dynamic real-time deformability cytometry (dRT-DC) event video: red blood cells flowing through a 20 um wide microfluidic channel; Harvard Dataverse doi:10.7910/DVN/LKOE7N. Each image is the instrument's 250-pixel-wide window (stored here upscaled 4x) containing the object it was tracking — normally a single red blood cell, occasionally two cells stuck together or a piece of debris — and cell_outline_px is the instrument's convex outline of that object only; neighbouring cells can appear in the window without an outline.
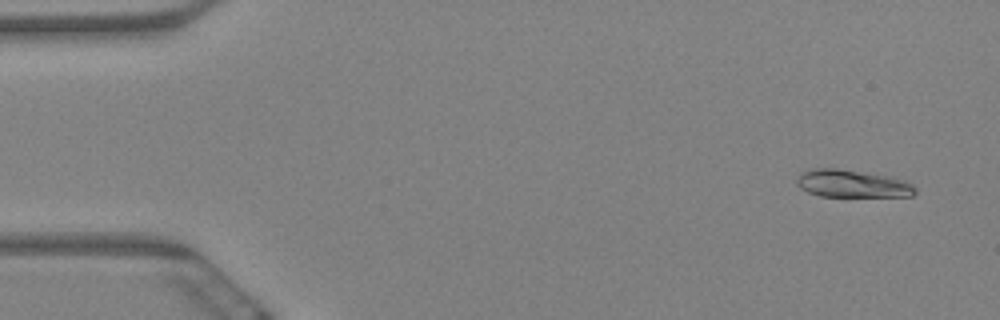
{"species": "Egyptian fruit bat (a non-hibernating species)", "species_latin": "Rousettus aegyptiacus", "temperature_condition": "warm", "stored_images_in_passage": 8, "camera_frame_rate_fps": 3000, "um_per_image_px": 0.085, "animal": {"sex": "female"}, "frame": {"image": 1, "passage_image": 1, "time_ms": 0.0, "image_size_px": [1000, 320], "cell_outline_px": [[916, 192], [912, 196], [820, 196], [808, 192], [800, 188], [796, 184], [796, 180], [804, 172], [812, 168], [836, 168], [892, 176], [904, 180], [912, 184], [916, 188]], "centroid_in_image_um": [72.46, 15.61], "position_along_channel_um": 12.5, "area_um2": 19.02}}
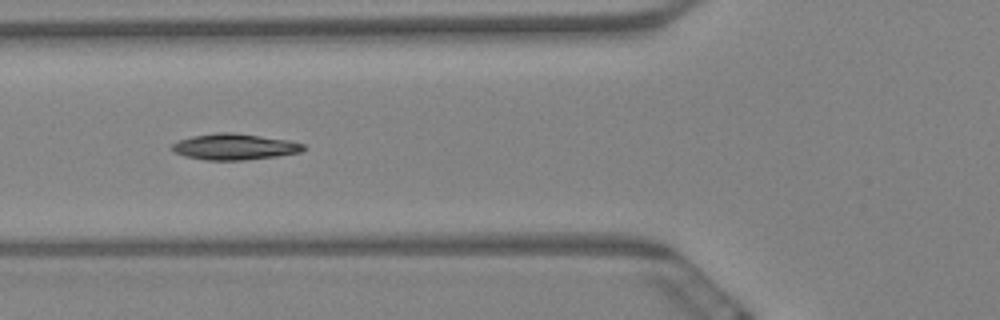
{"frame": {"image": 2, "passage_image": 6, "time_ms": 1.667, "image_size_px": [1000, 320], "cell_outline_px": [[308, 148], [300, 152], [276, 156], [244, 160], [204, 160], [184, 156], [176, 152], [172, 148], [172, 144], [176, 140], [192, 136], [220, 132], [232, 132], [288, 140], [304, 144]], "centroid_in_image_um": [19.93, 12.47], "position_along_channel_um": 105.9, "area_um2": 19.94}}
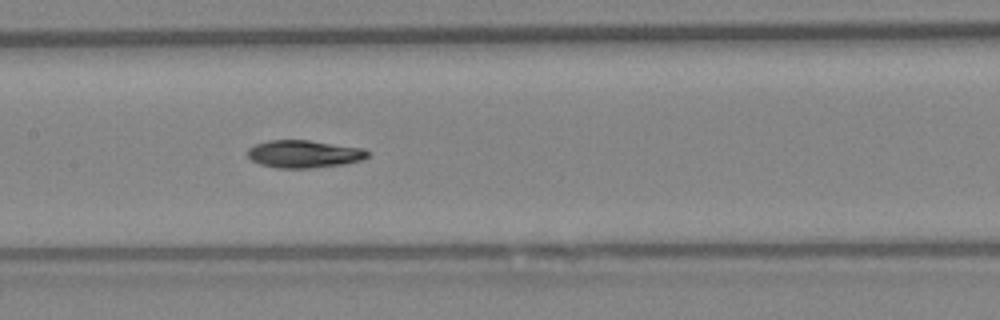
{"frame": {"image": 3, "passage_image": 8, "time_ms": 2.333, "image_size_px": [1000, 320], "cell_outline_px": [[368, 156], [360, 160], [344, 164], [312, 168], [276, 168], [260, 164], [252, 160], [248, 156], [248, 148], [256, 144], [268, 140], [308, 140], [364, 148], [368, 152]], "centroid_in_image_um": [25.83, 13.09], "position_along_channel_um": 181.6, "area_um2": 19.25}}